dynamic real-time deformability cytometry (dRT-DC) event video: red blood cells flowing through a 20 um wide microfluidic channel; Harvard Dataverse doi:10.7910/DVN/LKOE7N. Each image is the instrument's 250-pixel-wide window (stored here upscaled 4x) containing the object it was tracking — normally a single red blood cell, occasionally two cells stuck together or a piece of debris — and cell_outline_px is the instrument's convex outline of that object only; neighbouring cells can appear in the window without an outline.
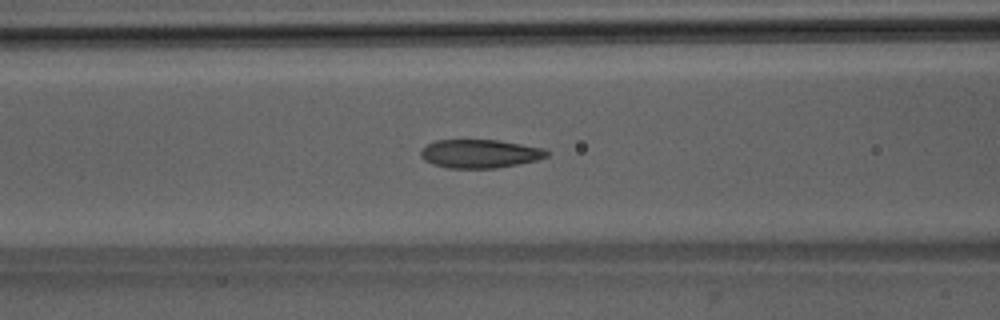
{"species": "Egyptian fruit bat (a non-hibernating species)", "species_latin": "Rousettus aegyptiacus", "temperature_condition": "room temperature", "stored_images_in_passage": 50, "camera_frame_rate_fps": 3000, "um_per_image_px": 0.085, "animal": {"sex": "male"}, "frame": {"image": 1, "passage_image": 20, "time_ms": 6.333, "image_size_px": [1000, 320], "cell_outline_px": [[548, 156], [536, 160], [496, 168], [448, 168], [432, 164], [424, 160], [420, 156], [420, 152], [428, 144], [436, 140], [496, 140], [544, 148], [548, 152]], "centroid_in_image_um": [40.76, 13.07], "position_along_channel_um": 125.8, "area_um2": 20.75}}
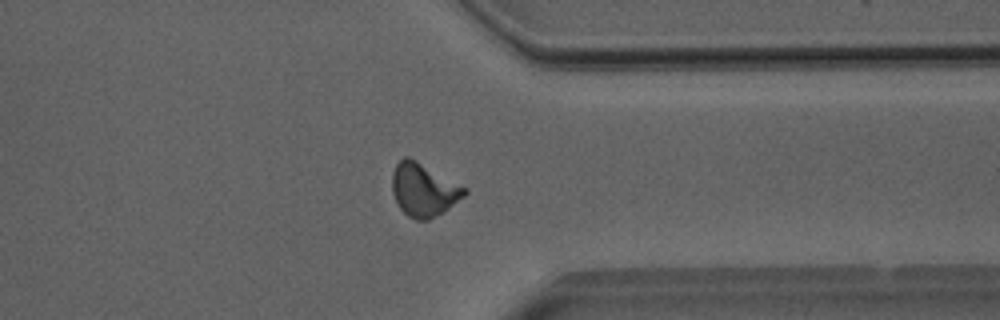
{"frame": {"image": 2, "passage_image": 39, "time_ms": 12.667, "image_size_px": [1000, 320], "cell_outline_px": [[468, 192], [464, 196], [444, 212], [428, 220], [416, 220], [408, 216], [400, 208], [392, 192], [392, 172], [396, 164], [404, 156], [408, 156], [416, 160], [468, 188]], "centroid_in_image_um": [36.02, 16.13], "position_along_channel_um": 375.4, "area_um2": 22.43}}
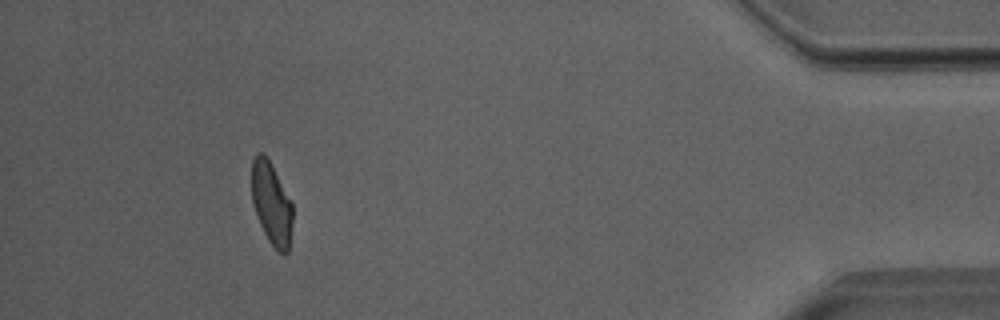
{"frame": {"image": 3, "passage_image": 46, "time_ms": 15.0, "image_size_px": [1000, 320], "cell_outline_px": [[292, 224], [288, 252], [284, 256], [268, 240], [260, 224], [252, 204], [252, 160], [256, 152], [260, 152], [268, 160], [292, 200]], "centroid_in_image_um": [23.08, 17.31], "position_along_channel_um": 412.1, "area_um2": 19.54}, "authors_computed_cell_mechanics": {"area_um2": 21.2126, "velocity_mm_per_s": 3.9958, "shape_relaxation_time_tau1_ms": 4.767, "shape_relaxation_time_tau2_ms": 1.5083, "deformation_change_tau1": 0.152, "deformation_change_tau2": 0.0623}}